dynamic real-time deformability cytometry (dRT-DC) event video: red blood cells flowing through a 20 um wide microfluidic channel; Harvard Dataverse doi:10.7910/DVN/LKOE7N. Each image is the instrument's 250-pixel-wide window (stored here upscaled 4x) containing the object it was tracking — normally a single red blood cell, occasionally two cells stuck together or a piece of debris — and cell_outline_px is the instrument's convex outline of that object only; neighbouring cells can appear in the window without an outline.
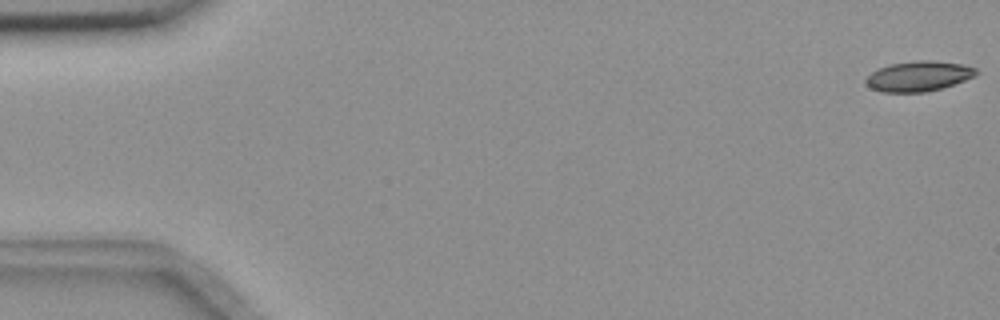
{"species": "common noctule bat (a hibernating species)", "species_latin": "Nyctalus noctula", "temperature_condition": "room temperature", "stored_images_in_passage": 56, "camera_frame_rate_fps": 3000, "um_per_image_px": 0.085, "animal": {"sex": "female", "body_mass_g": 18.4}, "frame": {"image": 1, "passage_image": 1, "time_ms": 0.0, "image_size_px": [1000, 320], "cell_outline_px": [[980, 72], [976, 76], [940, 88], [924, 92], [880, 92], [872, 88], [864, 80], [872, 72], [888, 64], [916, 60], [932, 60], [960, 64], [976, 68]], "centroid_in_image_um": [78.09, 6.46], "position_along_channel_um": 6.9, "area_um2": 19.25}}
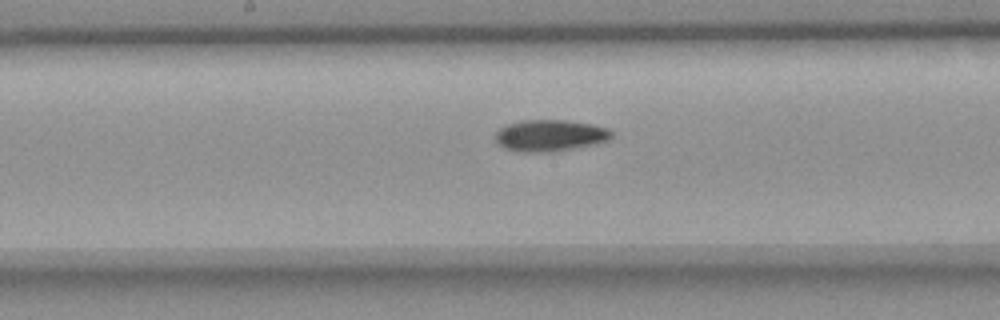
{"frame": {"image": 2, "passage_image": 29, "time_ms": 9.333, "image_size_px": [1000, 320], "cell_outline_px": [[612, 136], [608, 140], [596, 144], [556, 152], [520, 152], [504, 148], [496, 140], [496, 132], [504, 124], [520, 120], [568, 120], [592, 124], [608, 128], [612, 132]], "centroid_in_image_um": [46.75, 11.52], "position_along_channel_um": 201.4, "area_um2": 21.68}}
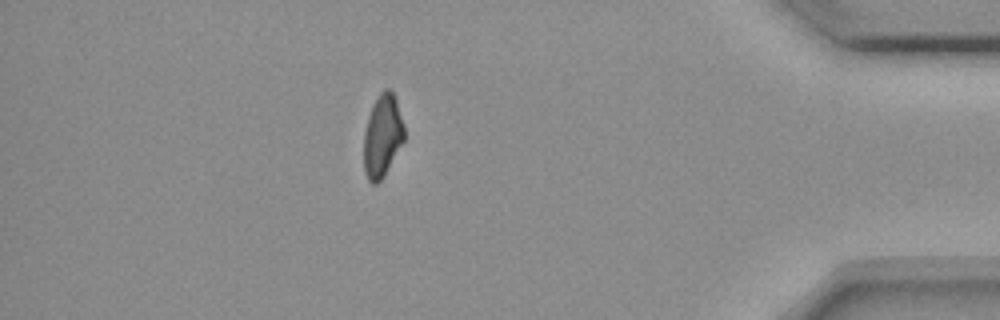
{"frame": {"image": 3, "passage_image": 49, "time_ms": 16.0, "image_size_px": [1000, 320], "cell_outline_px": [[404, 140], [384, 176], [376, 184], [372, 184], [368, 180], [364, 168], [364, 132], [368, 116], [372, 104], [380, 92], [384, 88], [388, 88], [392, 92], [396, 100], [404, 124]], "centroid_in_image_um": [32.5, 11.53], "position_along_channel_um": 402.7, "area_um2": 19.42}, "authors_computed_cell_mechanics": {"area_um2": 20.2589, "velocity_mm_per_s": 3.6668, "shape_relaxation_time_tau1_ms": 9.8003, "shape_relaxation_time_tau2_ms": null, "deformation_change_tau1": 0.1986, "deformation_change_tau2": null}}